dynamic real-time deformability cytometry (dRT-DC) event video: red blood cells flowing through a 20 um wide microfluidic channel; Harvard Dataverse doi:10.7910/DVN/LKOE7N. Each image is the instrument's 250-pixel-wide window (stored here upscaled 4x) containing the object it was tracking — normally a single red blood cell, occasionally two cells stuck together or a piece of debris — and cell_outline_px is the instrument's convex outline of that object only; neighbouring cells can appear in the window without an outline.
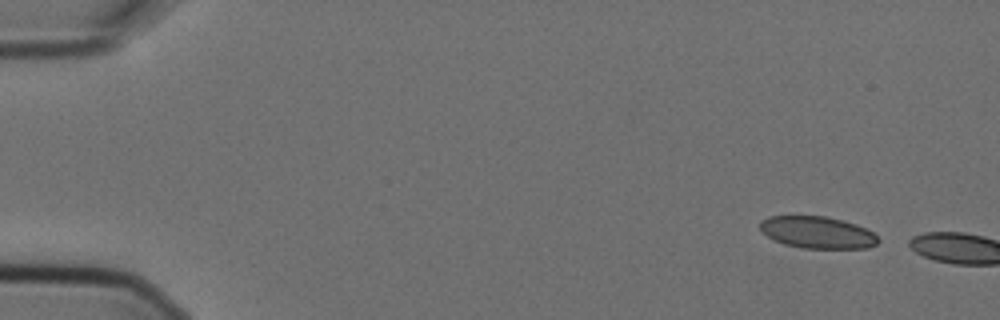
{"species": "Egyptian fruit bat (a non-hibernating species)", "species_latin": "Rousettus aegyptiacus", "temperature_condition": "cold", "stored_images_in_passage": 2, "camera_frame_rate_fps": 3000, "um_per_image_px": 0.085, "animal": {"sex": "female"}, "frame": {"image": 1, "passage_image": 1, "time_ms": 0.0, "image_size_px": [1000, 320], "cell_outline_px": [[880, 240], [876, 244], [868, 248], [804, 248], [784, 244], [760, 232], [760, 220], [768, 216], [824, 216], [844, 220], [856, 224], [872, 232]], "centroid_in_image_um": [69.46, 19.75], "position_along_channel_um": 15.5, "area_um2": 21.96}}